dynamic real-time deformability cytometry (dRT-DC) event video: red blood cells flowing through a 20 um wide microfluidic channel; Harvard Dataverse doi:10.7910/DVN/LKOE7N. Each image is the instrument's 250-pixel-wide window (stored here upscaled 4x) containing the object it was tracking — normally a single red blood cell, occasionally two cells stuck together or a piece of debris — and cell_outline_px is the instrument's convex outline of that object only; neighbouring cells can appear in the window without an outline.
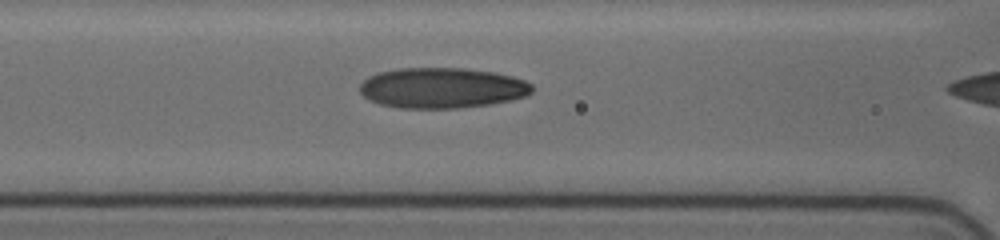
{"species": "human", "species_latin": "Homo sapiens", "temperature_condition": "cold", "stored_images_in_passage": 30, "camera_frame_rate_fps": 3000, "um_per_image_px": 0.085, "donor": {"sex": "female"}, "frame": {"image": 1, "passage_image": 25, "time_ms": 8.0, "image_size_px": [1000, 240], "cell_outline_px": [[532, 92], [524, 96], [512, 100], [488, 104], [456, 108], [400, 108], [380, 104], [368, 100], [360, 92], [360, 84], [368, 76], [380, 72], [400, 68], [464, 68], [492, 72], [512, 76], [524, 80], [532, 84]], "centroid_in_image_um": [37.55, 7.47], "position_along_channel_um": 129.0, "area_um2": 40.58}}
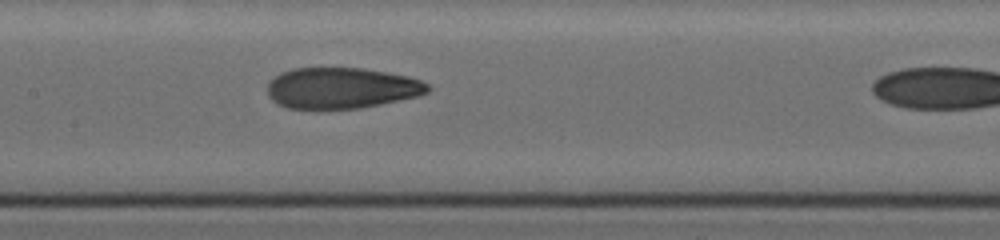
{"frame": {"image": 2, "passage_image": 29, "time_ms": 9.333, "image_size_px": [1000, 240], "cell_outline_px": [[432, 88], [428, 92], [420, 96], [360, 108], [288, 108], [272, 100], [268, 96], [268, 80], [280, 72], [292, 68], [364, 68], [388, 72], [408, 76], [420, 80], [428, 84]], "centroid_in_image_um": [29.04, 7.47], "position_along_channel_um": 178.4, "area_um2": 38.44}}